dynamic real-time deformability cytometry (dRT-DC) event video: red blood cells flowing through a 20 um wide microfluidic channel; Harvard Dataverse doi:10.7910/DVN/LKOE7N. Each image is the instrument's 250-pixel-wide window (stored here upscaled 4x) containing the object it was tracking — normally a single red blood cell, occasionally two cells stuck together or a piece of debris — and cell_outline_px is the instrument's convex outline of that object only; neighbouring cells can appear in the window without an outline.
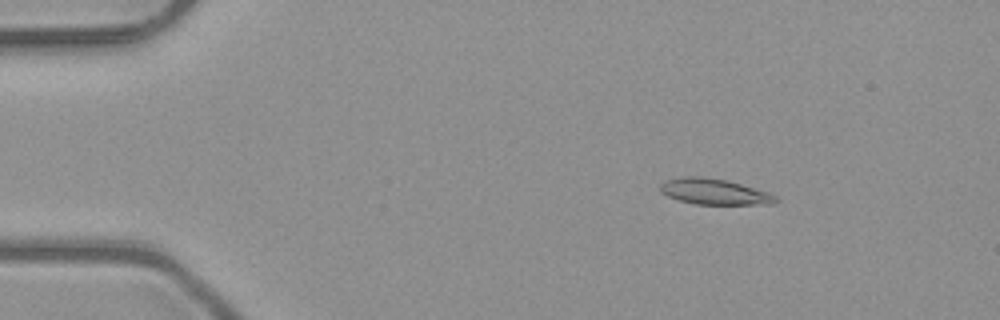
{"species": "common noctule bat (a hibernating species)", "species_latin": "Nyctalus noctula", "temperature_condition": "room temperature", "stored_images_in_passage": 5, "camera_frame_rate_fps": 3000, "um_per_image_px": 0.085, "animal": {"sex": "male", "body_mass_g": 23.1, "forearm_length_mm": 52.7}, "frame": {"image": 1, "passage_image": 2, "time_ms": 0.333, "image_size_px": [1000, 320], "cell_outline_px": [[780, 200], [772, 204], [696, 204], [680, 200], [668, 196], [660, 192], [660, 184], [668, 180], [684, 176], [700, 176], [728, 180], [768, 192], [776, 196]], "centroid_in_image_um": [60.73, 16.29], "position_along_channel_um": 24.3, "area_um2": 17.28}}